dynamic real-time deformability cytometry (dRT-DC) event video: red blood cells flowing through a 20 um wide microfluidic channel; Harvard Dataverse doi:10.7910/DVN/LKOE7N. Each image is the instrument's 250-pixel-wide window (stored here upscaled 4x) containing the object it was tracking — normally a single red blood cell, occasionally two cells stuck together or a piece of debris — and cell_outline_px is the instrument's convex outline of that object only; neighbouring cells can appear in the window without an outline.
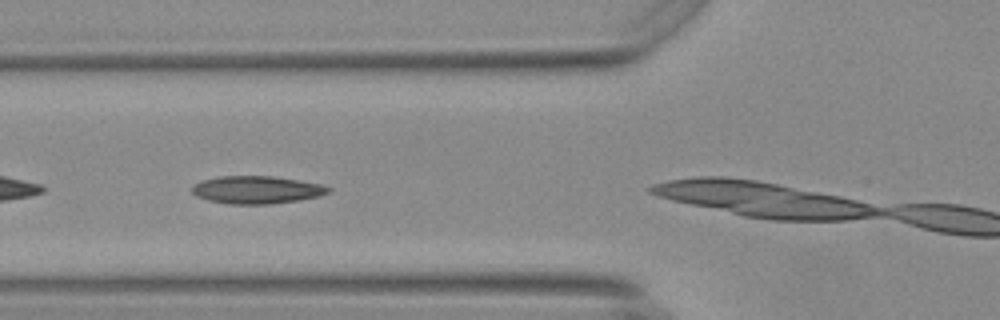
{"species": "Egyptian fruit bat (a non-hibernating species)", "species_latin": "Rousettus aegyptiacus", "temperature_condition": "warm", "stored_images_in_passage": 19, "camera_frame_rate_fps": 3000, "um_per_image_px": 0.085, "animal": {"sex": "female"}, "frame": {"image": 1, "passage_image": 6, "time_ms": 1.667, "image_size_px": [1000, 320], "cell_outline_px": [[332, 188], [328, 192], [320, 196], [300, 200], [272, 204], [228, 204], [208, 200], [196, 196], [192, 192], [192, 184], [204, 180], [220, 176], [272, 176], [320, 184]], "centroid_in_image_um": [21.8, 16.14], "position_along_channel_um": 104.0, "area_um2": 21.96}}